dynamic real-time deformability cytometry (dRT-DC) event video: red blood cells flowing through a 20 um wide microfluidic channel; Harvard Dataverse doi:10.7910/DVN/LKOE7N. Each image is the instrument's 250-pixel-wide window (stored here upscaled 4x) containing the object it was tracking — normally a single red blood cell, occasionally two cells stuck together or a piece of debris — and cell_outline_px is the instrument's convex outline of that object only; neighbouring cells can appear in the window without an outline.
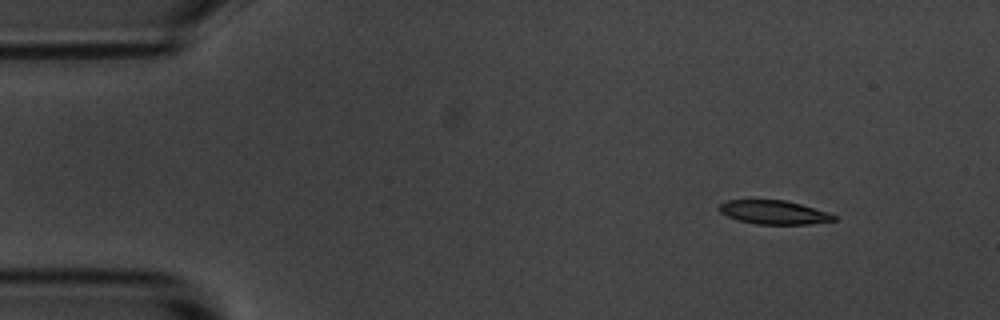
{"species": "common noctule bat (a hibernating species)", "species_latin": "Nyctalus noctula", "temperature_condition": "room temperature", "stored_images_in_passage": 8, "camera_frame_rate_fps": 3000, "um_per_image_px": 0.085, "animal": {"sex": "male", "body_mass_g": 20.1, "forearm_length_mm": 53.5}, "frame": {"image": 1, "passage_image": 1, "time_ms": 0.0, "image_size_px": [1000, 320], "cell_outline_px": [[836, 220], [808, 224], [756, 224], [736, 220], [720, 212], [716, 208], [720, 204], [728, 200], [784, 200], [800, 204], [828, 212], [836, 216]], "centroid_in_image_um": [65.74, 18.05], "position_along_channel_um": 19.3, "area_um2": 15.84}}
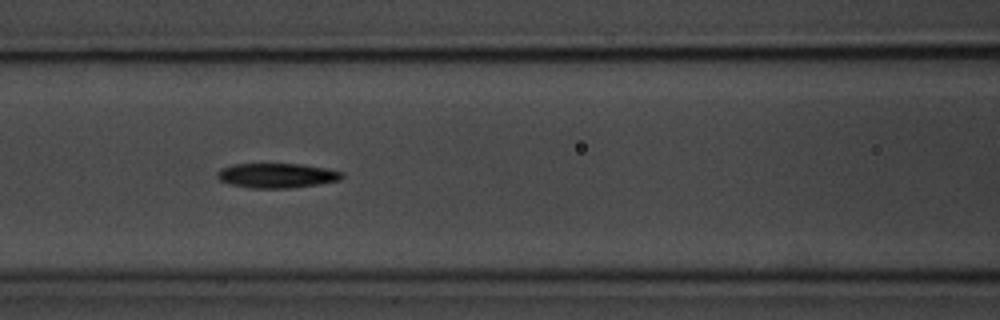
{"frame": {"image": 2, "passage_image": 6, "time_ms": 5.667, "image_size_px": [1000, 320], "cell_outline_px": [[344, 176], [340, 180], [292, 188], [248, 188], [228, 184], [220, 180], [216, 176], [220, 168], [232, 164], [300, 164], [324, 168], [344, 172]], "centroid_in_image_um": [23.49, 14.92], "position_along_channel_um": 143.1, "area_um2": 17.98}}
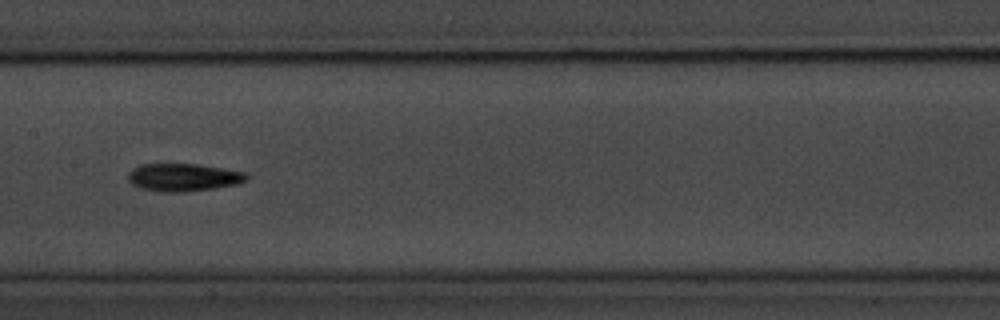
{"frame": {"image": 3, "passage_image": 7, "time_ms": 7.0, "image_size_px": [1000, 320], "cell_outline_px": [[248, 180], [236, 184], [212, 188], [180, 192], [160, 192], [140, 188], [132, 184], [128, 180], [128, 172], [132, 168], [140, 164], [200, 164], [248, 172]], "centroid_in_image_um": [15.58, 15.06], "position_along_channel_um": 191.8, "area_um2": 19.31}}